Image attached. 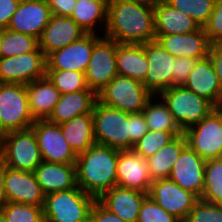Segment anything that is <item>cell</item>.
Returning a JSON list of instances; mask_svg holds the SVG:
<instances>
[{"label": "cell", "mask_w": 222, "mask_h": 222, "mask_svg": "<svg viewBox=\"0 0 222 222\" xmlns=\"http://www.w3.org/2000/svg\"><path fill=\"white\" fill-rule=\"evenodd\" d=\"M20 0H0V29H7Z\"/></svg>", "instance_id": "45"}, {"label": "cell", "mask_w": 222, "mask_h": 222, "mask_svg": "<svg viewBox=\"0 0 222 222\" xmlns=\"http://www.w3.org/2000/svg\"><path fill=\"white\" fill-rule=\"evenodd\" d=\"M187 146V140L183 133L146 159L152 181L169 178L171 169Z\"/></svg>", "instance_id": "30"}, {"label": "cell", "mask_w": 222, "mask_h": 222, "mask_svg": "<svg viewBox=\"0 0 222 222\" xmlns=\"http://www.w3.org/2000/svg\"><path fill=\"white\" fill-rule=\"evenodd\" d=\"M39 47L36 37L11 31L2 30L0 39V57H13L35 51Z\"/></svg>", "instance_id": "32"}, {"label": "cell", "mask_w": 222, "mask_h": 222, "mask_svg": "<svg viewBox=\"0 0 222 222\" xmlns=\"http://www.w3.org/2000/svg\"><path fill=\"white\" fill-rule=\"evenodd\" d=\"M137 222H180L173 215L165 211L154 200L147 196L138 214Z\"/></svg>", "instance_id": "40"}, {"label": "cell", "mask_w": 222, "mask_h": 222, "mask_svg": "<svg viewBox=\"0 0 222 222\" xmlns=\"http://www.w3.org/2000/svg\"><path fill=\"white\" fill-rule=\"evenodd\" d=\"M171 7L192 17L203 27L213 11L215 0H165Z\"/></svg>", "instance_id": "37"}, {"label": "cell", "mask_w": 222, "mask_h": 222, "mask_svg": "<svg viewBox=\"0 0 222 222\" xmlns=\"http://www.w3.org/2000/svg\"><path fill=\"white\" fill-rule=\"evenodd\" d=\"M105 37L119 44L154 41V8L125 0H109Z\"/></svg>", "instance_id": "1"}, {"label": "cell", "mask_w": 222, "mask_h": 222, "mask_svg": "<svg viewBox=\"0 0 222 222\" xmlns=\"http://www.w3.org/2000/svg\"><path fill=\"white\" fill-rule=\"evenodd\" d=\"M183 86L205 98L216 108L222 107V87L209 56L197 61Z\"/></svg>", "instance_id": "22"}, {"label": "cell", "mask_w": 222, "mask_h": 222, "mask_svg": "<svg viewBox=\"0 0 222 222\" xmlns=\"http://www.w3.org/2000/svg\"><path fill=\"white\" fill-rule=\"evenodd\" d=\"M182 132L196 125L216 107L183 85L172 86L158 94Z\"/></svg>", "instance_id": "4"}, {"label": "cell", "mask_w": 222, "mask_h": 222, "mask_svg": "<svg viewBox=\"0 0 222 222\" xmlns=\"http://www.w3.org/2000/svg\"><path fill=\"white\" fill-rule=\"evenodd\" d=\"M209 42H222V0H215L213 11L203 26Z\"/></svg>", "instance_id": "41"}, {"label": "cell", "mask_w": 222, "mask_h": 222, "mask_svg": "<svg viewBox=\"0 0 222 222\" xmlns=\"http://www.w3.org/2000/svg\"><path fill=\"white\" fill-rule=\"evenodd\" d=\"M154 96L142 82L117 75L98 94V101L108 107L127 113L143 112L147 102Z\"/></svg>", "instance_id": "6"}, {"label": "cell", "mask_w": 222, "mask_h": 222, "mask_svg": "<svg viewBox=\"0 0 222 222\" xmlns=\"http://www.w3.org/2000/svg\"><path fill=\"white\" fill-rule=\"evenodd\" d=\"M125 1L143 4V5L149 6L151 8H155L156 6H158L159 4L164 2L165 0H125Z\"/></svg>", "instance_id": "49"}, {"label": "cell", "mask_w": 222, "mask_h": 222, "mask_svg": "<svg viewBox=\"0 0 222 222\" xmlns=\"http://www.w3.org/2000/svg\"><path fill=\"white\" fill-rule=\"evenodd\" d=\"M181 134H183L182 131L148 130L147 133L134 144L133 150L140 156L148 159L164 145L168 144L176 136Z\"/></svg>", "instance_id": "36"}, {"label": "cell", "mask_w": 222, "mask_h": 222, "mask_svg": "<svg viewBox=\"0 0 222 222\" xmlns=\"http://www.w3.org/2000/svg\"><path fill=\"white\" fill-rule=\"evenodd\" d=\"M86 34V31H84L72 18L51 15L49 23L43 29L38 39L39 48L43 51L45 57H47L50 53L79 40Z\"/></svg>", "instance_id": "20"}, {"label": "cell", "mask_w": 222, "mask_h": 222, "mask_svg": "<svg viewBox=\"0 0 222 222\" xmlns=\"http://www.w3.org/2000/svg\"><path fill=\"white\" fill-rule=\"evenodd\" d=\"M155 36V40L173 57L202 59L209 54L211 43L203 27L186 34Z\"/></svg>", "instance_id": "21"}, {"label": "cell", "mask_w": 222, "mask_h": 222, "mask_svg": "<svg viewBox=\"0 0 222 222\" xmlns=\"http://www.w3.org/2000/svg\"><path fill=\"white\" fill-rule=\"evenodd\" d=\"M0 121L7 132L30 129L35 123L29 110L26 85L0 83Z\"/></svg>", "instance_id": "7"}, {"label": "cell", "mask_w": 222, "mask_h": 222, "mask_svg": "<svg viewBox=\"0 0 222 222\" xmlns=\"http://www.w3.org/2000/svg\"><path fill=\"white\" fill-rule=\"evenodd\" d=\"M184 222H222V205L199 199Z\"/></svg>", "instance_id": "39"}, {"label": "cell", "mask_w": 222, "mask_h": 222, "mask_svg": "<svg viewBox=\"0 0 222 222\" xmlns=\"http://www.w3.org/2000/svg\"><path fill=\"white\" fill-rule=\"evenodd\" d=\"M34 174L45 195L77 187L75 164L42 161Z\"/></svg>", "instance_id": "24"}, {"label": "cell", "mask_w": 222, "mask_h": 222, "mask_svg": "<svg viewBox=\"0 0 222 222\" xmlns=\"http://www.w3.org/2000/svg\"><path fill=\"white\" fill-rule=\"evenodd\" d=\"M46 76L59 90L60 94L90 90L87 86L85 73L74 70H46Z\"/></svg>", "instance_id": "35"}, {"label": "cell", "mask_w": 222, "mask_h": 222, "mask_svg": "<svg viewBox=\"0 0 222 222\" xmlns=\"http://www.w3.org/2000/svg\"><path fill=\"white\" fill-rule=\"evenodd\" d=\"M6 202L43 207L45 194L37 182L34 172L13 170L6 166L4 177Z\"/></svg>", "instance_id": "16"}, {"label": "cell", "mask_w": 222, "mask_h": 222, "mask_svg": "<svg viewBox=\"0 0 222 222\" xmlns=\"http://www.w3.org/2000/svg\"><path fill=\"white\" fill-rule=\"evenodd\" d=\"M108 2L109 0H77L70 18L86 31V33H97L95 30L99 22V24L105 25L103 30L105 31Z\"/></svg>", "instance_id": "31"}, {"label": "cell", "mask_w": 222, "mask_h": 222, "mask_svg": "<svg viewBox=\"0 0 222 222\" xmlns=\"http://www.w3.org/2000/svg\"><path fill=\"white\" fill-rule=\"evenodd\" d=\"M200 199L222 205V158L205 162L204 188Z\"/></svg>", "instance_id": "34"}, {"label": "cell", "mask_w": 222, "mask_h": 222, "mask_svg": "<svg viewBox=\"0 0 222 222\" xmlns=\"http://www.w3.org/2000/svg\"><path fill=\"white\" fill-rule=\"evenodd\" d=\"M96 144L116 150H129L130 113L108 107L98 100L93 111Z\"/></svg>", "instance_id": "5"}, {"label": "cell", "mask_w": 222, "mask_h": 222, "mask_svg": "<svg viewBox=\"0 0 222 222\" xmlns=\"http://www.w3.org/2000/svg\"><path fill=\"white\" fill-rule=\"evenodd\" d=\"M148 60L144 86L155 96L172 87L174 59L156 40L142 44Z\"/></svg>", "instance_id": "15"}, {"label": "cell", "mask_w": 222, "mask_h": 222, "mask_svg": "<svg viewBox=\"0 0 222 222\" xmlns=\"http://www.w3.org/2000/svg\"><path fill=\"white\" fill-rule=\"evenodd\" d=\"M101 37L96 33H87L79 40L50 53L46 57V70H74L85 73L94 44Z\"/></svg>", "instance_id": "14"}, {"label": "cell", "mask_w": 222, "mask_h": 222, "mask_svg": "<svg viewBox=\"0 0 222 222\" xmlns=\"http://www.w3.org/2000/svg\"><path fill=\"white\" fill-rule=\"evenodd\" d=\"M51 15L47 0H20L7 29L39 39Z\"/></svg>", "instance_id": "18"}, {"label": "cell", "mask_w": 222, "mask_h": 222, "mask_svg": "<svg viewBox=\"0 0 222 222\" xmlns=\"http://www.w3.org/2000/svg\"><path fill=\"white\" fill-rule=\"evenodd\" d=\"M148 196L180 222L185 221L199 200L195 194L184 190L169 178L153 180Z\"/></svg>", "instance_id": "12"}, {"label": "cell", "mask_w": 222, "mask_h": 222, "mask_svg": "<svg viewBox=\"0 0 222 222\" xmlns=\"http://www.w3.org/2000/svg\"><path fill=\"white\" fill-rule=\"evenodd\" d=\"M45 76L46 57L39 47L22 55L0 57V83L27 85Z\"/></svg>", "instance_id": "10"}, {"label": "cell", "mask_w": 222, "mask_h": 222, "mask_svg": "<svg viewBox=\"0 0 222 222\" xmlns=\"http://www.w3.org/2000/svg\"><path fill=\"white\" fill-rule=\"evenodd\" d=\"M155 35L186 34L200 29L190 16L165 1L154 8Z\"/></svg>", "instance_id": "27"}, {"label": "cell", "mask_w": 222, "mask_h": 222, "mask_svg": "<svg viewBox=\"0 0 222 222\" xmlns=\"http://www.w3.org/2000/svg\"><path fill=\"white\" fill-rule=\"evenodd\" d=\"M97 100V94L93 90L61 94L59 101L47 120L60 125L74 117L92 113Z\"/></svg>", "instance_id": "25"}, {"label": "cell", "mask_w": 222, "mask_h": 222, "mask_svg": "<svg viewBox=\"0 0 222 222\" xmlns=\"http://www.w3.org/2000/svg\"><path fill=\"white\" fill-rule=\"evenodd\" d=\"M29 110L34 120H47L59 101L60 92L47 76L26 85Z\"/></svg>", "instance_id": "26"}, {"label": "cell", "mask_w": 222, "mask_h": 222, "mask_svg": "<svg viewBox=\"0 0 222 222\" xmlns=\"http://www.w3.org/2000/svg\"><path fill=\"white\" fill-rule=\"evenodd\" d=\"M116 68L118 75L144 82L148 60L143 45L117 43Z\"/></svg>", "instance_id": "28"}, {"label": "cell", "mask_w": 222, "mask_h": 222, "mask_svg": "<svg viewBox=\"0 0 222 222\" xmlns=\"http://www.w3.org/2000/svg\"><path fill=\"white\" fill-rule=\"evenodd\" d=\"M8 132L3 127L1 121H0V153L2 152V149L4 148L5 141L7 139Z\"/></svg>", "instance_id": "50"}, {"label": "cell", "mask_w": 222, "mask_h": 222, "mask_svg": "<svg viewBox=\"0 0 222 222\" xmlns=\"http://www.w3.org/2000/svg\"><path fill=\"white\" fill-rule=\"evenodd\" d=\"M62 135L76 155L95 145L93 114L87 113L60 124Z\"/></svg>", "instance_id": "29"}, {"label": "cell", "mask_w": 222, "mask_h": 222, "mask_svg": "<svg viewBox=\"0 0 222 222\" xmlns=\"http://www.w3.org/2000/svg\"><path fill=\"white\" fill-rule=\"evenodd\" d=\"M116 186L148 193L152 183L147 160L133 149L118 150Z\"/></svg>", "instance_id": "17"}, {"label": "cell", "mask_w": 222, "mask_h": 222, "mask_svg": "<svg viewBox=\"0 0 222 222\" xmlns=\"http://www.w3.org/2000/svg\"><path fill=\"white\" fill-rule=\"evenodd\" d=\"M44 162L75 164L77 155L62 135L59 124L48 120H35L31 126Z\"/></svg>", "instance_id": "13"}, {"label": "cell", "mask_w": 222, "mask_h": 222, "mask_svg": "<svg viewBox=\"0 0 222 222\" xmlns=\"http://www.w3.org/2000/svg\"><path fill=\"white\" fill-rule=\"evenodd\" d=\"M6 174V164L0 159V208L6 203L4 194V177Z\"/></svg>", "instance_id": "48"}, {"label": "cell", "mask_w": 222, "mask_h": 222, "mask_svg": "<svg viewBox=\"0 0 222 222\" xmlns=\"http://www.w3.org/2000/svg\"><path fill=\"white\" fill-rule=\"evenodd\" d=\"M0 222H6L4 216L2 215L1 211H0Z\"/></svg>", "instance_id": "51"}, {"label": "cell", "mask_w": 222, "mask_h": 222, "mask_svg": "<svg viewBox=\"0 0 222 222\" xmlns=\"http://www.w3.org/2000/svg\"><path fill=\"white\" fill-rule=\"evenodd\" d=\"M89 222H126L119 216L107 210L98 200L93 204Z\"/></svg>", "instance_id": "44"}, {"label": "cell", "mask_w": 222, "mask_h": 222, "mask_svg": "<svg viewBox=\"0 0 222 222\" xmlns=\"http://www.w3.org/2000/svg\"><path fill=\"white\" fill-rule=\"evenodd\" d=\"M97 199L80 187L45 195V222H89L90 211Z\"/></svg>", "instance_id": "3"}, {"label": "cell", "mask_w": 222, "mask_h": 222, "mask_svg": "<svg viewBox=\"0 0 222 222\" xmlns=\"http://www.w3.org/2000/svg\"><path fill=\"white\" fill-rule=\"evenodd\" d=\"M187 145L203 160L222 158V107L183 132Z\"/></svg>", "instance_id": "8"}, {"label": "cell", "mask_w": 222, "mask_h": 222, "mask_svg": "<svg viewBox=\"0 0 222 222\" xmlns=\"http://www.w3.org/2000/svg\"><path fill=\"white\" fill-rule=\"evenodd\" d=\"M198 60L191 57H175L172 86L183 85L187 81L189 73L195 68Z\"/></svg>", "instance_id": "42"}, {"label": "cell", "mask_w": 222, "mask_h": 222, "mask_svg": "<svg viewBox=\"0 0 222 222\" xmlns=\"http://www.w3.org/2000/svg\"><path fill=\"white\" fill-rule=\"evenodd\" d=\"M209 58L219 78L222 87V42L212 43L209 49Z\"/></svg>", "instance_id": "47"}, {"label": "cell", "mask_w": 222, "mask_h": 222, "mask_svg": "<svg viewBox=\"0 0 222 222\" xmlns=\"http://www.w3.org/2000/svg\"><path fill=\"white\" fill-rule=\"evenodd\" d=\"M0 159L10 169L34 172L43 161L34 131L30 128L8 132Z\"/></svg>", "instance_id": "9"}, {"label": "cell", "mask_w": 222, "mask_h": 222, "mask_svg": "<svg viewBox=\"0 0 222 222\" xmlns=\"http://www.w3.org/2000/svg\"><path fill=\"white\" fill-rule=\"evenodd\" d=\"M159 100L160 98L157 100L155 98L156 102H154L151 98L143 109L148 129L151 131H182L167 106L162 100Z\"/></svg>", "instance_id": "33"}, {"label": "cell", "mask_w": 222, "mask_h": 222, "mask_svg": "<svg viewBox=\"0 0 222 222\" xmlns=\"http://www.w3.org/2000/svg\"><path fill=\"white\" fill-rule=\"evenodd\" d=\"M148 193L113 186L97 200L126 222H137L140 207Z\"/></svg>", "instance_id": "23"}, {"label": "cell", "mask_w": 222, "mask_h": 222, "mask_svg": "<svg viewBox=\"0 0 222 222\" xmlns=\"http://www.w3.org/2000/svg\"><path fill=\"white\" fill-rule=\"evenodd\" d=\"M52 15L70 17L77 0H47Z\"/></svg>", "instance_id": "46"}, {"label": "cell", "mask_w": 222, "mask_h": 222, "mask_svg": "<svg viewBox=\"0 0 222 222\" xmlns=\"http://www.w3.org/2000/svg\"><path fill=\"white\" fill-rule=\"evenodd\" d=\"M205 162L187 146L171 169L169 179L200 199L204 188Z\"/></svg>", "instance_id": "19"}, {"label": "cell", "mask_w": 222, "mask_h": 222, "mask_svg": "<svg viewBox=\"0 0 222 222\" xmlns=\"http://www.w3.org/2000/svg\"><path fill=\"white\" fill-rule=\"evenodd\" d=\"M148 130L143 112L130 113V134H128L129 150L133 149L134 144L140 140Z\"/></svg>", "instance_id": "43"}, {"label": "cell", "mask_w": 222, "mask_h": 222, "mask_svg": "<svg viewBox=\"0 0 222 222\" xmlns=\"http://www.w3.org/2000/svg\"><path fill=\"white\" fill-rule=\"evenodd\" d=\"M118 150L95 144L77 155V186L98 199L116 186Z\"/></svg>", "instance_id": "2"}, {"label": "cell", "mask_w": 222, "mask_h": 222, "mask_svg": "<svg viewBox=\"0 0 222 222\" xmlns=\"http://www.w3.org/2000/svg\"><path fill=\"white\" fill-rule=\"evenodd\" d=\"M0 211L6 222H45L43 207L6 202Z\"/></svg>", "instance_id": "38"}, {"label": "cell", "mask_w": 222, "mask_h": 222, "mask_svg": "<svg viewBox=\"0 0 222 222\" xmlns=\"http://www.w3.org/2000/svg\"><path fill=\"white\" fill-rule=\"evenodd\" d=\"M117 42L105 36L93 47L90 62L85 72L87 86L98 94L118 75L116 68Z\"/></svg>", "instance_id": "11"}]
</instances>
